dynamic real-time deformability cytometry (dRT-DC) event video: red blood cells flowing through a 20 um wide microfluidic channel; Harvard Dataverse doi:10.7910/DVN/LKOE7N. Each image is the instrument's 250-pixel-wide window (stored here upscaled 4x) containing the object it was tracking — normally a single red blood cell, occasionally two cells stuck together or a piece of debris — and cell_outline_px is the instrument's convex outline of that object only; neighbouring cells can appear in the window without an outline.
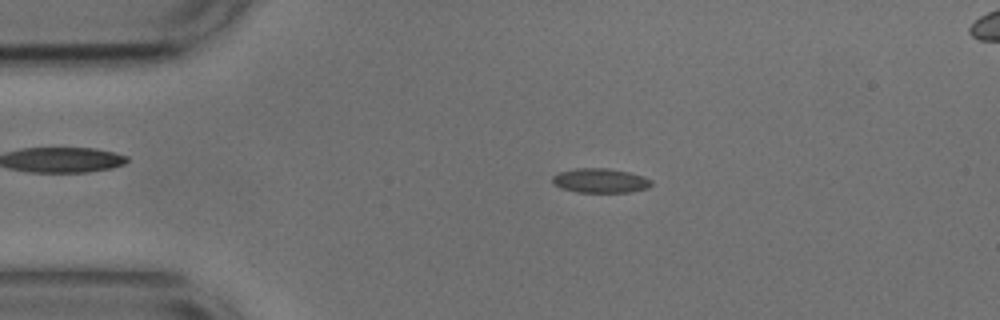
{"species": "common noctule bat (a hibernating species)", "species_latin": "Nyctalus noctula", "temperature_condition": "cold", "stored_images_in_passage": 53, "camera_frame_rate_fps": 3000, "um_per_image_px": 0.085, "animal": {"sex": "male", "body_mass_g": 17.9, "forearm_length_mm": 54.2}, "frame": {"image": 1, "passage_image": 10, "time_ms": 3.0, "image_size_px": [1000, 320], "cell_outline_px": [[652, 184], [648, 188], [628, 192], [576, 192], [560, 188], [552, 180], [552, 176], [560, 172], [576, 168], [608, 168], [628, 172], [644, 176], [652, 180]], "centroid_in_image_um": [51.04, 15.35], "position_along_channel_um": 34.0, "area_um2": 14.05}}
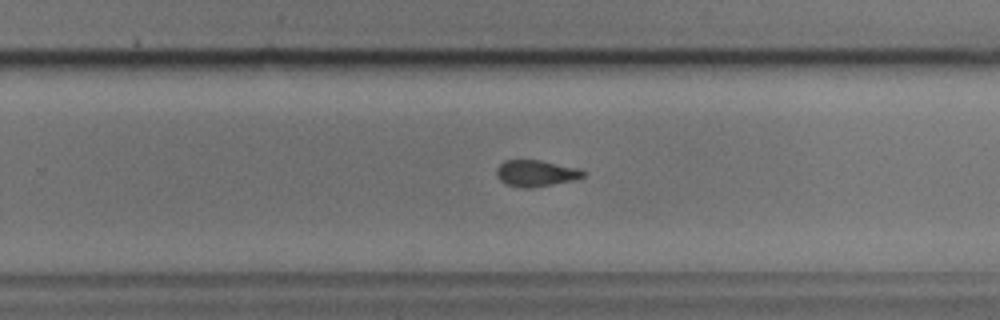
{"frame": {"image": 2, "passage_image": 33, "time_ms": 10.667, "image_size_px": [1000, 320], "cell_outline_px": [[588, 172], [584, 176], [572, 180], [532, 188], [520, 188], [504, 184], [496, 176], [496, 168], [504, 160], [540, 160], [580, 168]], "centroid_in_image_um": [45.54, 14.73], "position_along_channel_um": 284.3, "area_um2": 13.53}}
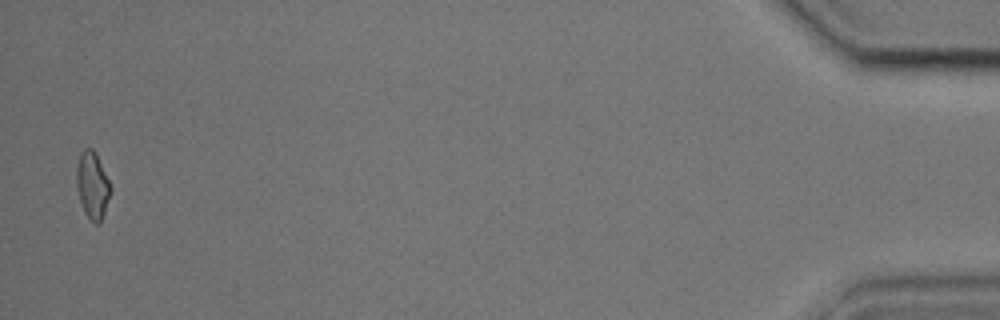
{"frame": {"image": 3, "passage_image": 52, "time_ms": 17.0, "image_size_px": [1000, 320], "cell_outline_px": [[112, 188], [100, 224], [96, 224], [84, 212], [80, 204], [76, 188], [76, 168], [80, 152], [84, 148], [92, 148], [96, 152]], "centroid_in_image_um": [7.83, 15.72], "position_along_channel_um": 427.4, "area_um2": 13.41}, "authors_computed_cell_mechanics": {"area_um2": 13.583, "velocity_mm_per_s": 3.7065, "shape_relaxation_time_tau1_ms": 3.9383, "shape_relaxation_time_tau2_ms": 2.0309, "deformation_change_tau1": 0.1292, "deformation_change_tau2": 0.0976}}